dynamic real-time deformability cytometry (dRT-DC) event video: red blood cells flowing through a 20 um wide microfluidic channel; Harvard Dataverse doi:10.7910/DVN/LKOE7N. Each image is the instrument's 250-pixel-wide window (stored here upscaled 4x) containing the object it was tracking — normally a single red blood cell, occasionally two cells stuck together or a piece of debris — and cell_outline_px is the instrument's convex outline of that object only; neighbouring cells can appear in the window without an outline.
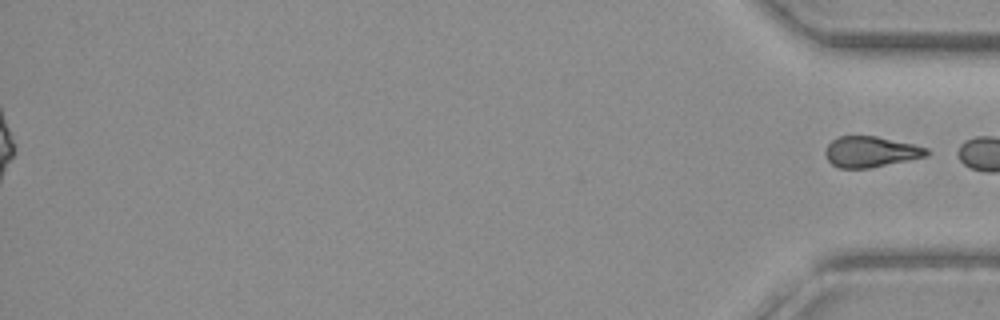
{"species": "common noctule bat (a hibernating species)", "species_latin": "Nyctalus noctula", "temperature_condition": "warm", "stored_images_in_passage": 59, "segment_of_instrument_passage": [2, 2], "camera_frame_rate_fps": 3000, "um_per_image_px": 0.085, "animal": {"sex": "female", "body_mass_g": 19.3, "forearm_length_mm": 54.1}, "frame": {"image": 1, "passage_image": 59, "time_ms": 19.333, "image_size_px": [1000, 320], "cell_outline_px": [[932, 152], [928, 156], [868, 168], [840, 168], [832, 164], [828, 160], [824, 152], [828, 144], [832, 140], [840, 136], [876, 136], [912, 144], [928, 148]], "centroid_in_image_um": [74.02, 12.9], "position_along_channel_um": 361.2, "area_um2": 18.09}}